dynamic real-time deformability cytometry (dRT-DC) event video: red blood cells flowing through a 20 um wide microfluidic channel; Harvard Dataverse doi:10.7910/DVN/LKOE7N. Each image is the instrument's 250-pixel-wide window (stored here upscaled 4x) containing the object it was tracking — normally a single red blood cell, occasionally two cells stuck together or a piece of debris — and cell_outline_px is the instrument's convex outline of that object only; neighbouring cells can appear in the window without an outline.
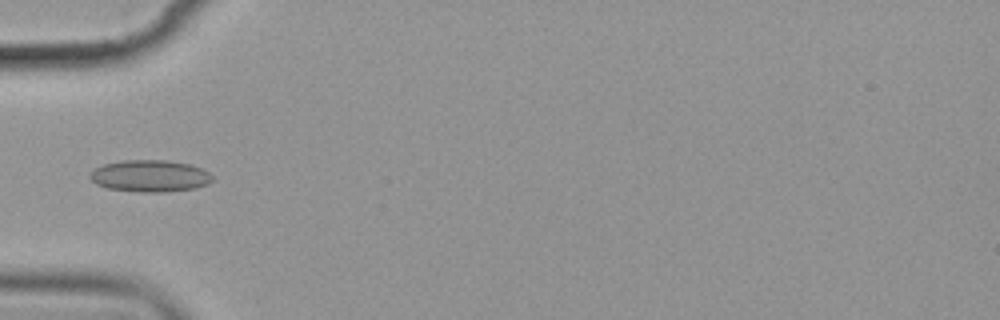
{"species": "common noctule bat (a hibernating species)", "species_latin": "Nyctalus noctula", "temperature_condition": "cold", "stored_images_in_passage": 7, "camera_frame_rate_fps": 3000, "um_per_image_px": 0.085, "animal": {"sex": "female", "body_mass_g": 19.9}, "frame": {"image": 1, "passage_image": 5, "time_ms": 5.667, "image_size_px": [1000, 320], "cell_outline_px": [[212, 180], [208, 184], [196, 188], [164, 192], [140, 192], [108, 188], [96, 184], [88, 176], [88, 172], [104, 164], [120, 160], [164, 160], [192, 164], [208, 172], [212, 176]], "centroid_in_image_um": [12.73, 14.95], "position_along_channel_um": 72.3, "area_um2": 22.83}}
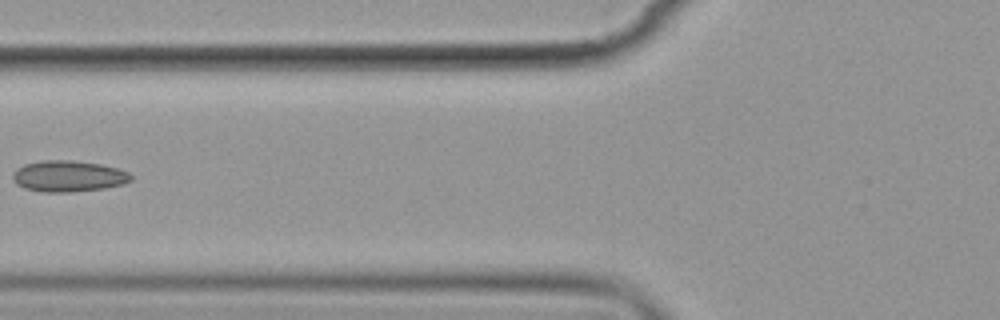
{"frame": {"image": 2, "passage_image": 6, "time_ms": 7.0, "image_size_px": [1000, 320], "cell_outline_px": [[132, 180], [124, 184], [104, 188], [72, 192], [40, 192], [24, 188], [16, 184], [12, 180], [12, 172], [16, 168], [24, 164], [40, 160], [68, 160], [100, 164], [116, 168], [128, 172], [132, 176]], "centroid_in_image_um": [5.76, 14.98], "position_along_channel_um": 120.0, "area_um2": 21.68}}
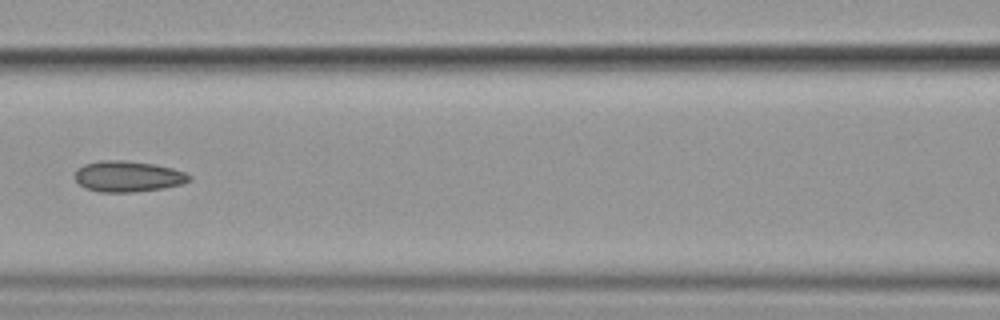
{"frame": {"image": 3, "passage_image": 7, "time_ms": 8.0, "image_size_px": [1000, 320], "cell_outline_px": [[192, 180], [180, 184], [164, 188], [132, 192], [100, 192], [84, 188], [76, 180], [76, 168], [84, 164], [100, 160], [124, 160], [156, 164], [172, 168], [184, 172], [192, 176]], "centroid_in_image_um": [10.87, 14.99], "position_along_channel_um": 155.7, "area_um2": 20.69}}